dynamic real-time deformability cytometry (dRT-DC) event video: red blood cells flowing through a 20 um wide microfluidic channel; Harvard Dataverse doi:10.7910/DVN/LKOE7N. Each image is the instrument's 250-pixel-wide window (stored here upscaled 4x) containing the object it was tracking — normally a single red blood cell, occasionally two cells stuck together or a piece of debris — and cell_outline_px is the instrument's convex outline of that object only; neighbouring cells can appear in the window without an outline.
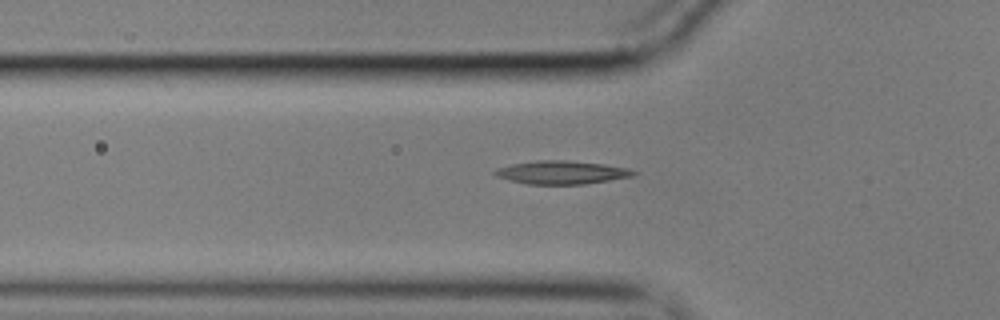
{"species": "common noctule bat (a hibernating species)", "species_latin": "Nyctalus noctula", "temperature_condition": "cold", "stored_images_in_passage": 47, "camera_frame_rate_fps": 3000, "um_per_image_px": 0.085, "animal": {"sex": "male", "body_mass_g": 17.9}, "frame": {"image": 1, "passage_image": 12, "time_ms": 3.667, "image_size_px": [1000, 320], "cell_outline_px": [[640, 172], [636, 176], [584, 184], [528, 184], [496, 176], [492, 172], [496, 168], [512, 164], [536, 160], [564, 160], [604, 164], [628, 168]], "centroid_in_image_um": [47.79, 14.65], "position_along_channel_um": 78.0, "area_um2": 18.84}}
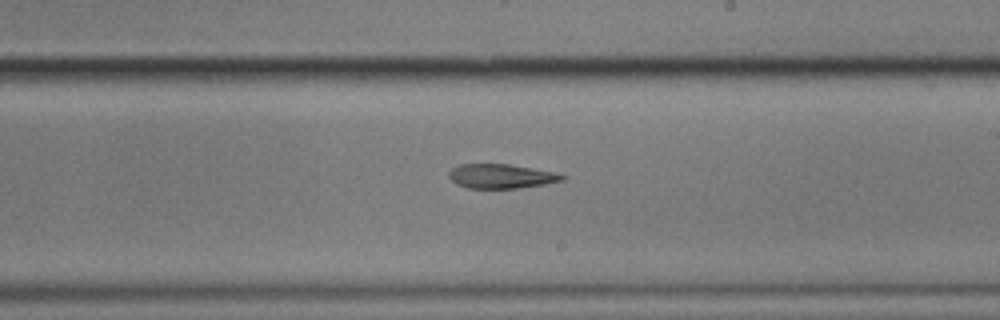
{"frame": {"image": 2, "passage_image": 26, "time_ms": 8.333, "image_size_px": [1000, 320], "cell_outline_px": [[568, 176], [564, 180], [544, 184], [520, 188], [468, 188], [456, 184], [448, 176], [448, 172], [452, 168], [460, 164], [508, 164], [556, 172]], "centroid_in_image_um": [42.61, 14.98], "position_along_channel_um": 246.4, "area_um2": 16.13}}
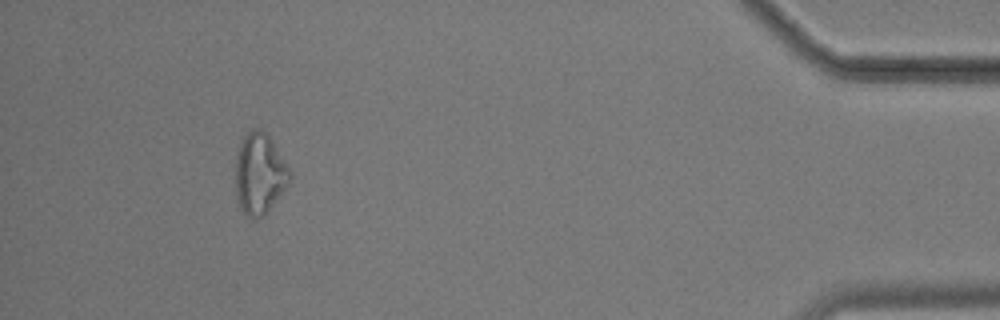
{"frame": {"image": 3, "passage_image": 45, "time_ms": 14.667, "image_size_px": [1000, 320], "cell_outline_px": [[292, 176], [288, 184], [268, 212], [264, 216], [256, 220], [252, 220], [240, 208], [236, 196], [236, 156], [240, 144], [244, 136], [252, 128], [260, 128], [272, 140], [292, 172]], "centroid_in_image_um": [22.07, 14.79], "position_along_channel_um": 413.1, "area_um2": 25.78}}